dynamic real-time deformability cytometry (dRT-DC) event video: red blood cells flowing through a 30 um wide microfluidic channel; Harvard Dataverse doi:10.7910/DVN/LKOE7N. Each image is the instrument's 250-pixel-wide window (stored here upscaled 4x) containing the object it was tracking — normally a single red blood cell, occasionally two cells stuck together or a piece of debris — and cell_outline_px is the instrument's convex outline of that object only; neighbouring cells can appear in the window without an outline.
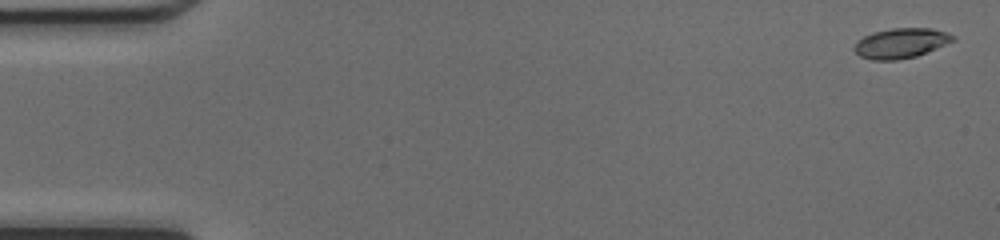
{"species": "common noctule bat (a hibernating species)", "species_latin": "Nyctalus noctula", "temperature_condition": "cold", "stored_images_in_passage": 49, "camera_frame_rate_fps": 3000, "um_per_image_px": 0.085, "animal": {"sex": "female", "body_mass_g": 17.0, "forearm_length_mm": 48.0}, "frame": {"image": 1, "passage_image": 2, "time_ms": 0.333, "image_size_px": [1000, 240], "cell_outline_px": [[956, 40], [916, 56], [896, 60], [872, 60], [860, 56], [852, 48], [856, 40], [872, 32], [892, 28], [932, 28], [956, 36]], "centroid_in_image_um": [76.54, 3.66], "position_along_channel_um": 8.5, "area_um2": 17.28}}
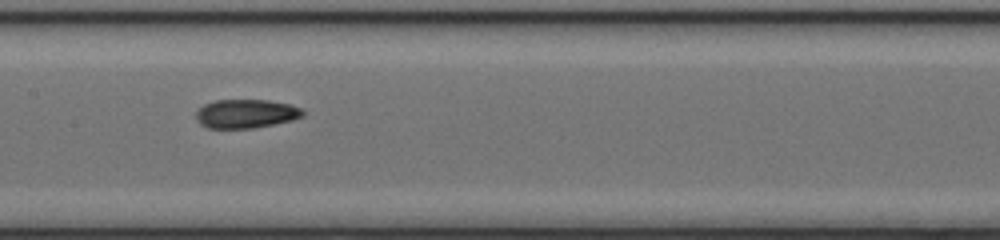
{"frame": {"image": 2, "passage_image": 25, "time_ms": 8.0, "image_size_px": [1000, 240], "cell_outline_px": [[308, 112], [304, 116], [292, 120], [252, 128], [208, 128], [200, 124], [196, 120], [196, 112], [204, 104], [216, 100], [268, 100], [288, 104], [300, 108]], "centroid_in_image_um": [20.91, 9.66], "position_along_channel_um": 186.5, "area_um2": 17.92}}
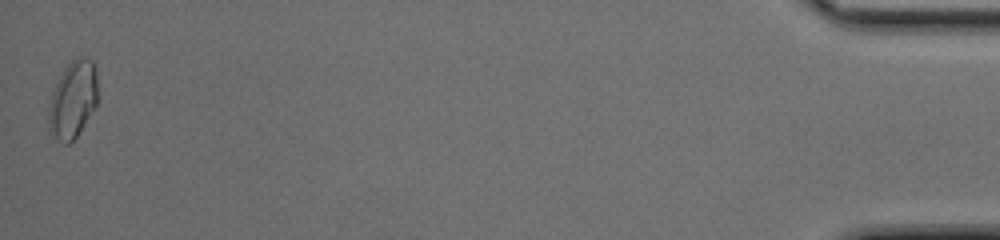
{"frame": {"image": 3, "passage_image": 49, "time_ms": 16.0, "image_size_px": [1000, 240], "cell_outline_px": [[96, 104], [76, 136], [68, 144], [64, 144], [48, 128], [48, 108], [52, 92], [64, 68], [76, 56], [80, 56], [92, 60], [96, 72]], "centroid_in_image_um": [6.17, 8.43], "position_along_channel_um": 429.0, "area_um2": 21.56}, "authors_computed_cell_mechanics": {"area_um2": 17.918, "velocity_mm_per_s": 4.2663, "shape_relaxation_time_tau1_ms": 9.7484, "shape_relaxation_time_tau2_ms": 1.3986, "deformation_change_tau1": 0.2485, "deformation_change_tau2": 0.0636}}